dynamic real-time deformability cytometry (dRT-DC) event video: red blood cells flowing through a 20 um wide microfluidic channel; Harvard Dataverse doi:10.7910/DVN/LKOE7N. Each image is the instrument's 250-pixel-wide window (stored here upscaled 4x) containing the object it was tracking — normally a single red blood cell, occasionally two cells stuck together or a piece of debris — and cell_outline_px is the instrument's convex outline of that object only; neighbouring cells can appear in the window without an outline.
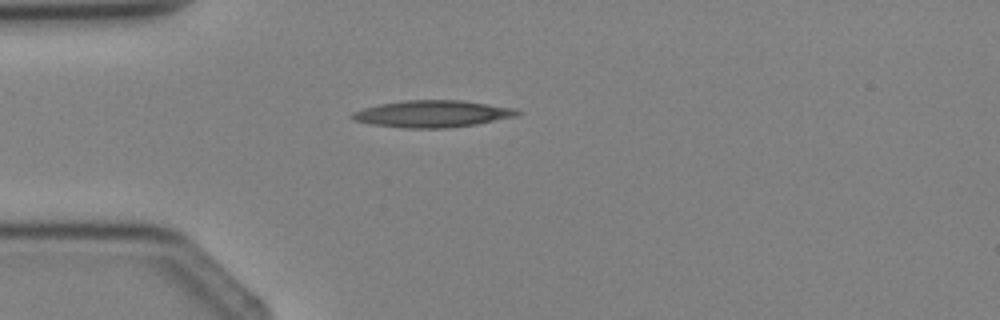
{"species": "Egyptian fruit bat (a non-hibernating species)", "species_latin": "Rousettus aegyptiacus", "temperature_condition": "cold", "stored_images_in_passage": 2, "camera_frame_rate_fps": 3000, "um_per_image_px": 0.085, "animal": {"sex": "female"}, "frame": {"image": 1, "passage_image": 2, "time_ms": 1.0, "image_size_px": [1000, 320], "cell_outline_px": [[524, 112], [516, 116], [476, 124], [448, 128], [404, 128], [372, 124], [352, 120], [348, 116], [352, 112], [364, 108], [380, 104], [404, 100], [460, 100], [516, 108]], "centroid_in_image_um": [36.75, 9.67], "position_along_channel_um": 48.3, "area_um2": 25.95}}